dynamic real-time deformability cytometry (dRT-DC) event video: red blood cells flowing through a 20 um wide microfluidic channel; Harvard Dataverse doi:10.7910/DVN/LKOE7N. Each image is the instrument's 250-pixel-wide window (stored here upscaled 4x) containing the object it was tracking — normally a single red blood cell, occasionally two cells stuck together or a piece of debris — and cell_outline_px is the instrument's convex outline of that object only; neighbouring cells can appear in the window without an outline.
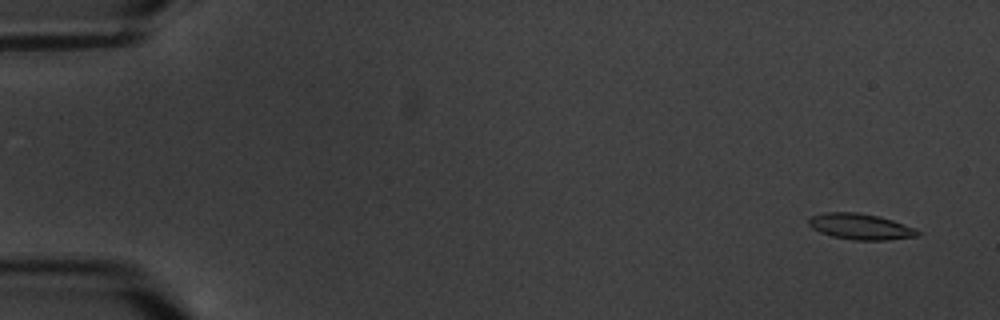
{"species": "common noctule bat (a hibernating species)", "species_latin": "Nyctalus noctula", "temperature_condition": "warm", "stored_images_in_passage": 5, "camera_frame_rate_fps": 3000, "um_per_image_px": 0.085, "animal": {"sex": "male", "body_mass_g": 20.1, "forearm_length_mm": 53.5}, "frame": {"image": 1, "passage_image": 1, "time_ms": 0.0, "image_size_px": [1000, 320], "cell_outline_px": [[920, 232], [916, 236], [888, 240], [852, 240], [832, 236], [820, 232], [812, 228], [808, 224], [808, 220], [812, 216], [824, 212], [856, 212], [880, 216], [916, 228]], "centroid_in_image_um": [73.13, 19.25], "position_along_channel_um": 11.9, "area_um2": 16.47}}
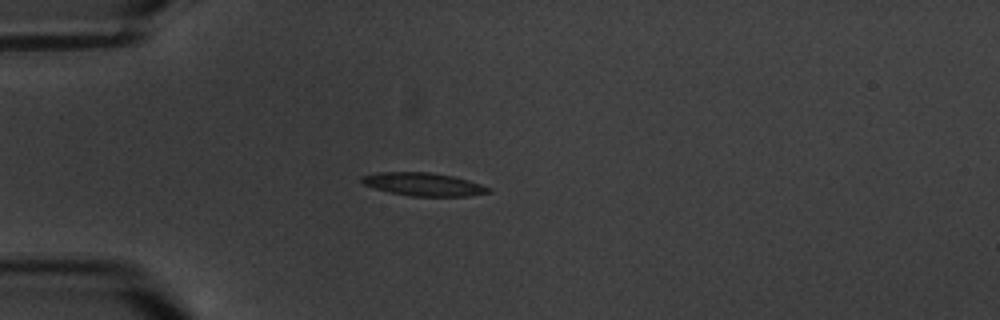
{"frame": {"image": 2, "passage_image": 5, "time_ms": 4.667, "image_size_px": [1000, 320], "cell_outline_px": [[492, 192], [468, 196], [412, 196], [388, 192], [364, 184], [360, 180], [360, 176], [380, 172], [428, 172], [452, 176], [468, 180], [492, 188]], "centroid_in_image_um": [36.01, 15.66], "position_along_channel_um": 49.0, "area_um2": 16.99}}